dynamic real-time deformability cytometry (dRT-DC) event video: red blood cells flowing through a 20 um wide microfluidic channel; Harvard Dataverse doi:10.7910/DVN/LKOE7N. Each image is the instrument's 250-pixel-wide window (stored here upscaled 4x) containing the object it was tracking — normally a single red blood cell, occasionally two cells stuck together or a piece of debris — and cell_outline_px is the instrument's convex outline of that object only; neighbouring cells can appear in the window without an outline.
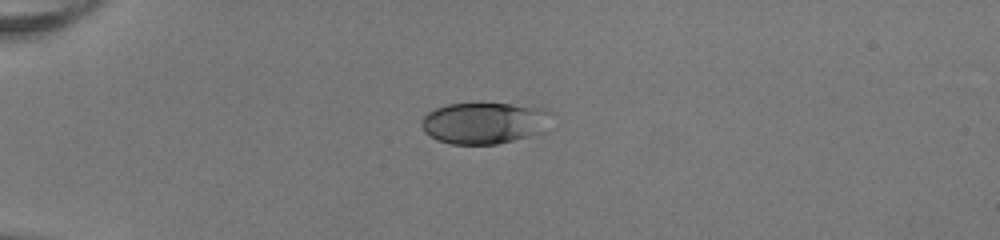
{"species": "human", "species_latin": "Homo sapiens", "temperature_condition": "room temperature", "stored_images_in_passage": 38, "camera_frame_rate_fps": 3000, "um_per_image_px": 0.085, "donor": {"sex": "female"}, "frame": {"image": 1, "passage_image": 1, "time_ms": 0.0, "image_size_px": [1000, 240], "cell_outline_px": [[552, 112], [544, 132], [496, 144], [452, 144], [436, 140], [424, 132], [420, 124], [420, 120], [428, 112], [436, 108], [448, 104], [512, 104], [544, 108]], "centroid_in_image_um": [41.15, 10.46], "position_along_channel_um": 43.9, "area_um2": 31.39}}
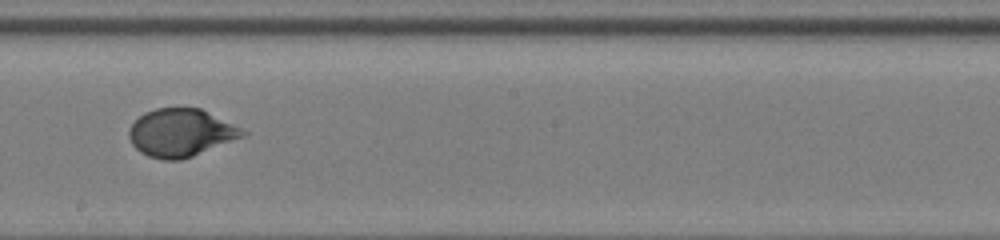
{"frame": {"image": 2, "passage_image": 18, "time_ms": 5.667, "image_size_px": [1000, 240], "cell_outline_px": [[248, 132], [244, 136], [192, 156], [180, 160], [164, 160], [148, 156], [140, 152], [132, 144], [128, 136], [128, 132], [132, 124], [144, 112], [156, 108], [200, 108]], "centroid_in_image_um": [15.33, 11.29], "position_along_channel_um": 232.9, "area_um2": 31.27}}
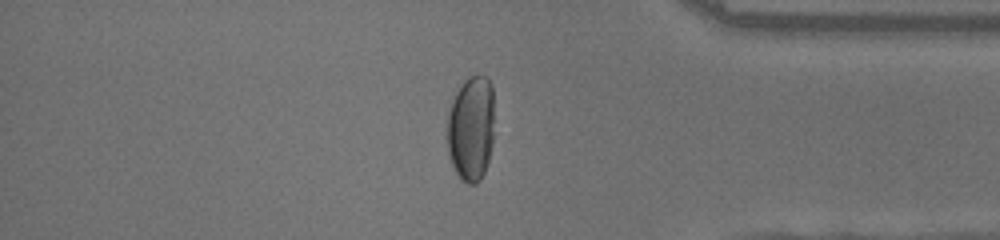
{"frame": {"image": 3, "passage_image": 31, "time_ms": 10.0, "image_size_px": [1000, 240], "cell_outline_px": [[492, 140], [488, 160], [484, 172], [480, 180], [476, 184], [468, 184], [460, 180], [452, 164], [448, 152], [448, 112], [452, 100], [456, 92], [464, 80], [468, 76], [484, 76], [492, 84]], "centroid_in_image_um": [40.02, 10.93], "position_along_channel_um": 395.2, "area_um2": 28.67}, "authors_computed_cell_mechanics": {"area_um2": 31.4143, "velocity_mm_per_s": 4.0555, "shape_relaxation_time_tau1_ms": 4.4128, "shape_relaxation_time_tau2_ms": null, "deformation_change_tau1": 0.1956, "deformation_change_tau2": null}}